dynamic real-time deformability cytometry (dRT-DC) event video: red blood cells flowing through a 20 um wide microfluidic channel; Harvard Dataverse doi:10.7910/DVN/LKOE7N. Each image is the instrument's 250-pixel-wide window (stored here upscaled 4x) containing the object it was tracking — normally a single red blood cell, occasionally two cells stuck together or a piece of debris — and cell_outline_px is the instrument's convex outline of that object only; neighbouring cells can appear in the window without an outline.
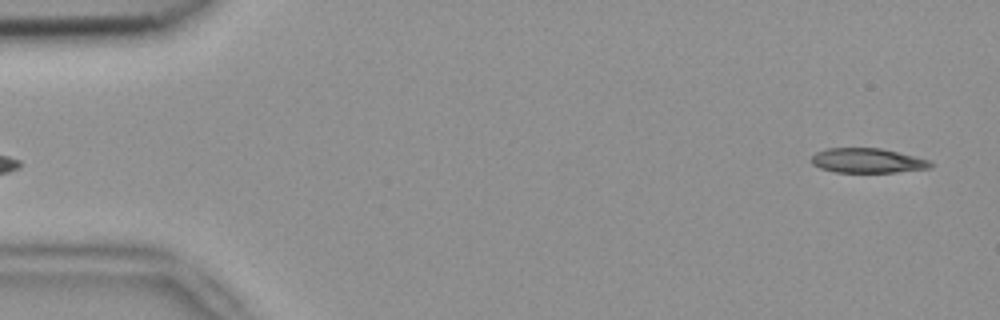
{"species": "common noctule bat (a hibernating species)", "species_latin": "Nyctalus noctula", "temperature_condition": "room temperature", "stored_images_in_passage": 6, "segment_of_instrument_passage": [2, 2], "camera_frame_rate_fps": 3000, "um_per_image_px": 0.085, "animal": {"sex": "female", "body_mass_g": 18.4}, "frame": {"image": 1, "passage_image": 6, "time_ms": 1.667, "image_size_px": [1000, 320], "cell_outline_px": [[932, 168], [896, 172], [836, 172], [820, 168], [812, 164], [808, 160], [816, 152], [824, 148], [880, 148], [932, 160]], "centroid_in_image_um": [73.72, 13.65], "position_along_channel_um": 11.3, "area_um2": 17.28}}